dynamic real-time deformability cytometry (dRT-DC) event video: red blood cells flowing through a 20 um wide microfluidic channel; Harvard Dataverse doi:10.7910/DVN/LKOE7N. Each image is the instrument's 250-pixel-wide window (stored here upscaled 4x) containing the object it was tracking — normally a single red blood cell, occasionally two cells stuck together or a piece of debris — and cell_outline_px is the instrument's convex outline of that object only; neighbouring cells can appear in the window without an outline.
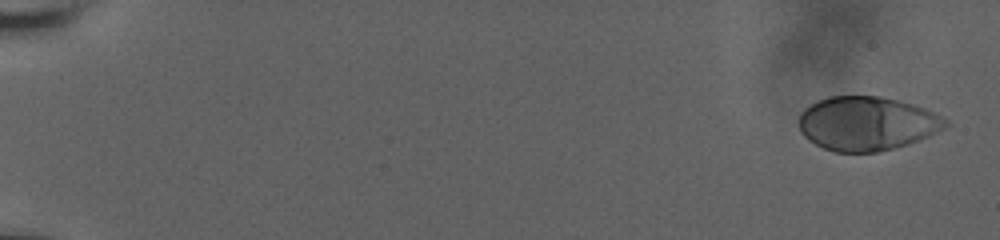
{"species": "human", "species_latin": "Homo sapiens", "temperature_condition": "room temperature", "stored_images_in_passage": 7, "camera_frame_rate_fps": 3000, "um_per_image_px": 0.085, "donor": {"sex": "male"}, "frame": {"image": 1, "passage_image": 1, "time_ms": 0.0, "image_size_px": [1000, 240], "cell_outline_px": [[952, 124], [928, 136], [908, 144], [896, 148], [876, 152], [832, 152], [808, 140], [800, 132], [800, 112], [804, 108], [828, 96], [880, 96], [912, 104], [924, 108], [948, 120]], "centroid_in_image_um": [73.68, 10.5], "position_along_channel_um": 11.3, "area_um2": 46.07}}
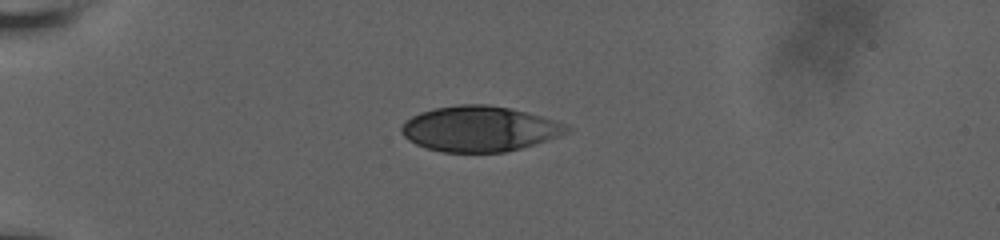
{"frame": {"image": 2, "passage_image": 6, "time_ms": 5.0, "image_size_px": [1000, 240], "cell_outline_px": [[572, 128], [568, 132], [560, 136], [520, 148], [504, 152], [444, 152], [428, 148], [416, 144], [408, 140], [400, 132], [400, 128], [404, 120], [420, 112], [432, 108], [460, 104], [488, 104], [512, 108], [556, 120], [568, 124]], "centroid_in_image_um": [40.76, 10.93], "position_along_channel_um": 44.2, "area_um2": 43.99}}